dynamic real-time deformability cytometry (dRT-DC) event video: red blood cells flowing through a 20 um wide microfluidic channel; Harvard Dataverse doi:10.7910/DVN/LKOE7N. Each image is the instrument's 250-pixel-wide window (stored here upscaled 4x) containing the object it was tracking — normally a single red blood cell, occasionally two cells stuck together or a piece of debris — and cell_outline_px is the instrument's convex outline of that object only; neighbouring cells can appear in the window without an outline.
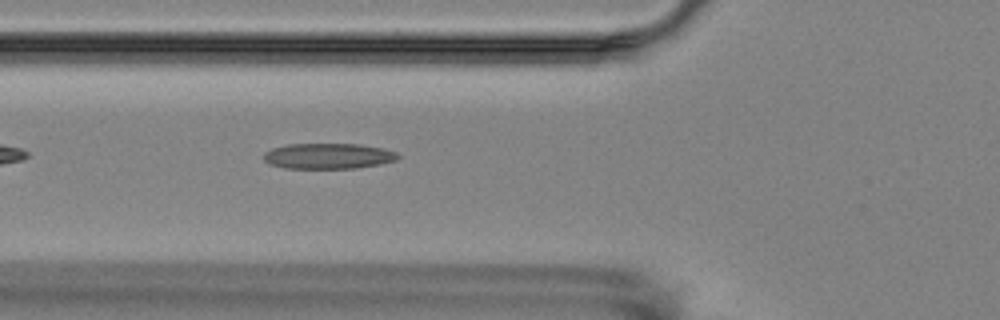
{"species": "Egyptian fruit bat (a non-hibernating species)", "species_latin": "Rousettus aegyptiacus", "temperature_condition": "room temperature", "stored_images_in_passage": 2, "camera_frame_rate_fps": 3000, "um_per_image_px": 0.085, "animal": {"sex": "female"}, "frame": {"image": 1, "passage_image": 2, "time_ms": 1.0, "image_size_px": [1000, 320], "cell_outline_px": [[400, 156], [396, 160], [356, 168], [284, 168], [268, 164], [264, 160], [264, 152], [272, 148], [288, 144], [360, 144], [384, 148], [396, 152]], "centroid_in_image_um": [27.87, 13.26], "position_along_channel_um": 97.9, "area_um2": 20.0}}